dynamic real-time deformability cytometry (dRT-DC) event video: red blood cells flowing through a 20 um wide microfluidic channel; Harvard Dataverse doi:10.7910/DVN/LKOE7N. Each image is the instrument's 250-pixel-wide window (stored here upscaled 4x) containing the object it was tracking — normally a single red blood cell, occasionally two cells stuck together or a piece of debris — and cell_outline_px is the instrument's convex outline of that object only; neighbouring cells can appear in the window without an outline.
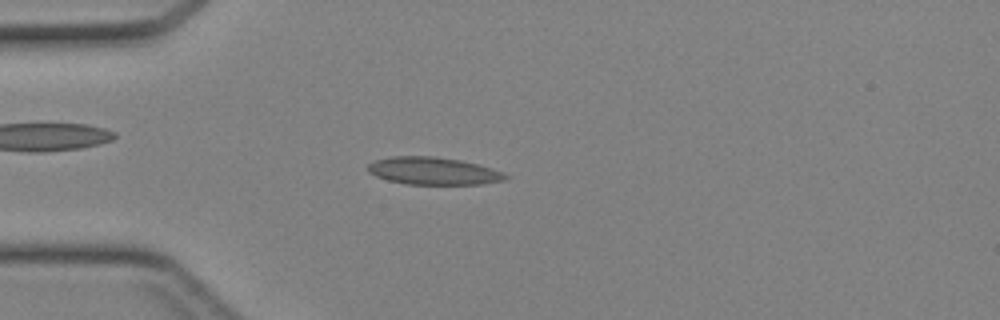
{"species": "Egyptian fruit bat (a non-hibernating species)", "species_latin": "Rousettus aegyptiacus", "temperature_condition": "cold", "stored_images_in_passage": 33, "camera_frame_rate_fps": 3000, "um_per_image_px": 0.085, "animal": {"sex": "female"}, "frame": {"image": 1, "passage_image": 6, "time_ms": 1.667, "image_size_px": [1000, 320], "cell_outline_px": [[512, 176], [504, 180], [480, 184], [408, 184], [388, 180], [376, 176], [368, 172], [368, 164], [376, 160], [392, 156], [436, 156], [460, 160], [480, 164], [504, 172]], "centroid_in_image_um": [36.88, 14.52], "position_along_channel_um": 48.1, "area_um2": 22.14}}
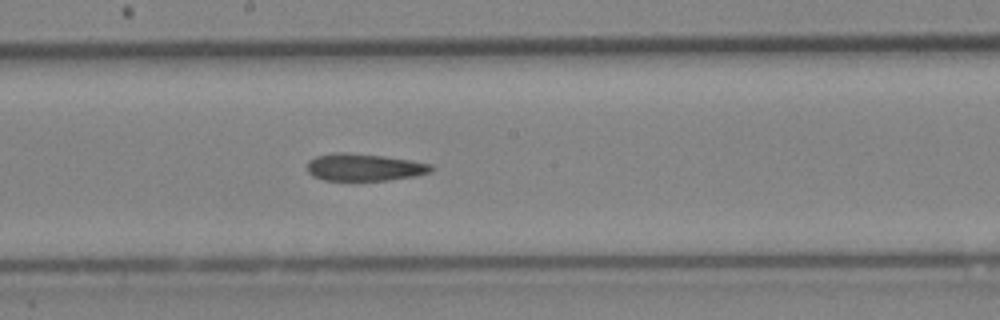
{"frame": {"image": 2, "passage_image": 18, "time_ms": 5.667, "image_size_px": [1000, 320], "cell_outline_px": [[432, 172], [416, 176], [388, 180], [324, 180], [312, 176], [308, 172], [308, 160], [316, 156], [332, 152], [344, 152], [384, 156], [412, 160], [432, 164]], "centroid_in_image_um": [30.96, 14.21], "position_along_channel_um": 217.2, "area_um2": 19.83}}
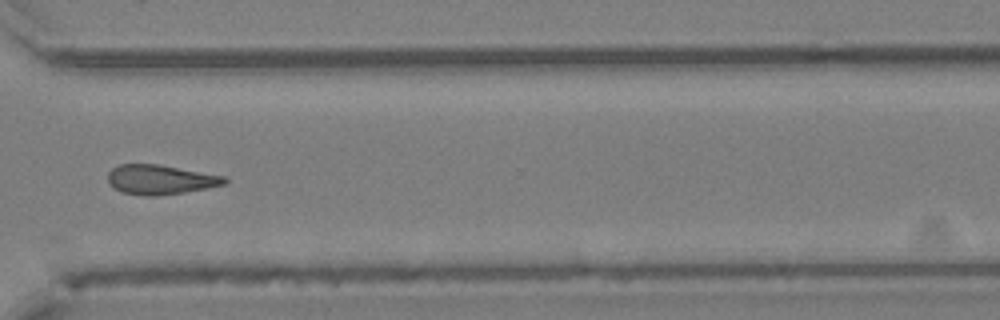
{"frame": {"image": 3, "passage_image": 27, "time_ms": 8.667, "image_size_px": [1000, 320], "cell_outline_px": [[228, 180], [224, 184], [208, 188], [184, 192], [156, 196], [144, 196], [120, 192], [108, 180], [108, 172], [112, 168], [120, 164], [156, 164], [224, 176]], "centroid_in_image_um": [13.61, 15.27], "position_along_channel_um": 357.0, "area_um2": 19.88}}